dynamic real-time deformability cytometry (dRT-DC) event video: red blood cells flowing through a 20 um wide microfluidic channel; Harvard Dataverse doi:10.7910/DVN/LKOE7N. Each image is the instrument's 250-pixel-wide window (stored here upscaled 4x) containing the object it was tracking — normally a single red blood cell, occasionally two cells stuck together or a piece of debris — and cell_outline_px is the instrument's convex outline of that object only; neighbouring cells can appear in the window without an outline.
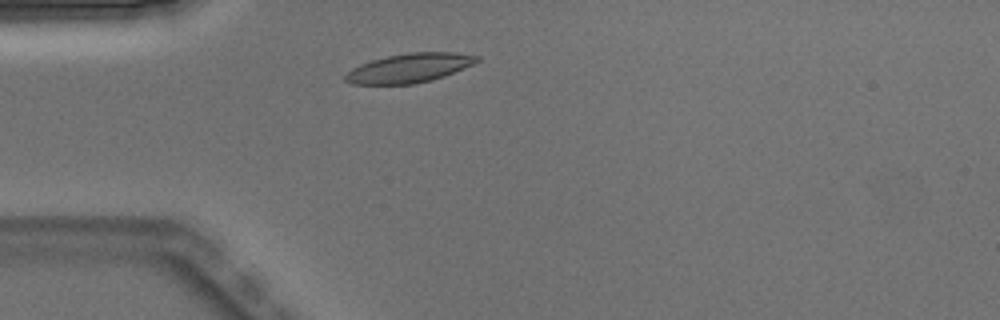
{"species": "Egyptian fruit bat (a non-hibernating species)", "species_latin": "Rousettus aegyptiacus", "temperature_condition": "warm", "stored_images_in_passage": 1, "camera_frame_rate_fps": 3000, "um_per_image_px": 0.085, "animal": {"sex": "male"}, "frame": {"image": 1, "passage_image": 1, "time_ms": 0.0, "image_size_px": [1000, 320], "cell_outline_px": [[480, 60], [472, 64], [444, 76], [432, 80], [412, 84], [352, 84], [344, 80], [344, 76], [352, 68], [360, 64], [372, 60], [388, 56], [408, 52], [452, 52], [480, 56]], "centroid_in_image_um": [34.78, 5.78], "position_along_channel_um": 50.2, "area_um2": 22.2}}